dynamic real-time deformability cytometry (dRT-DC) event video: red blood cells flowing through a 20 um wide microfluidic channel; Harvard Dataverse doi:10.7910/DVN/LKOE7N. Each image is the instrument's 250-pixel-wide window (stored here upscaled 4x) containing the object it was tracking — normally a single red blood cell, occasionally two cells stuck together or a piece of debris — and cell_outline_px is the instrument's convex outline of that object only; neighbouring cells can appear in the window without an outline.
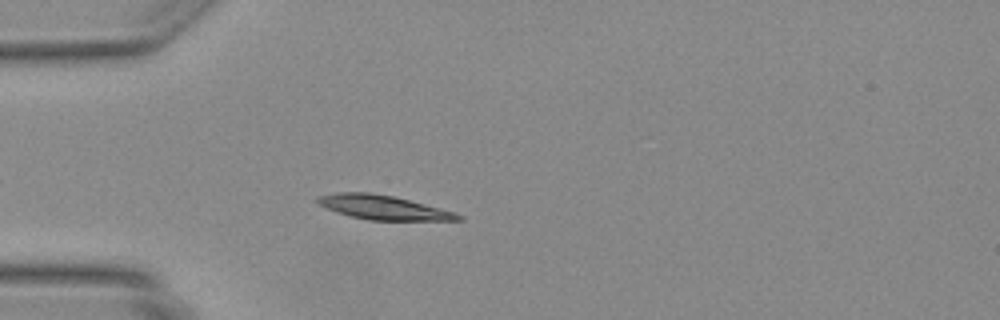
{"species": "Egyptian fruit bat (a non-hibernating species)", "species_latin": "Rousettus aegyptiacus", "temperature_condition": "warm", "stored_images_in_passage": 49, "camera_frame_rate_fps": 3000, "um_per_image_px": 0.085, "animal": {"sex": "female"}, "frame": {"image": 1, "passage_image": 15, "time_ms": 4.667, "image_size_px": [1000, 320], "cell_outline_px": [[432, 216], [416, 220], [380, 220], [356, 216], [344, 212], [336, 208], [336, 196], [384, 196], [404, 200], [428, 208]], "centroid_in_image_um": [32.43, 17.68], "position_along_channel_um": 52.6, "area_um2": 12.83}}
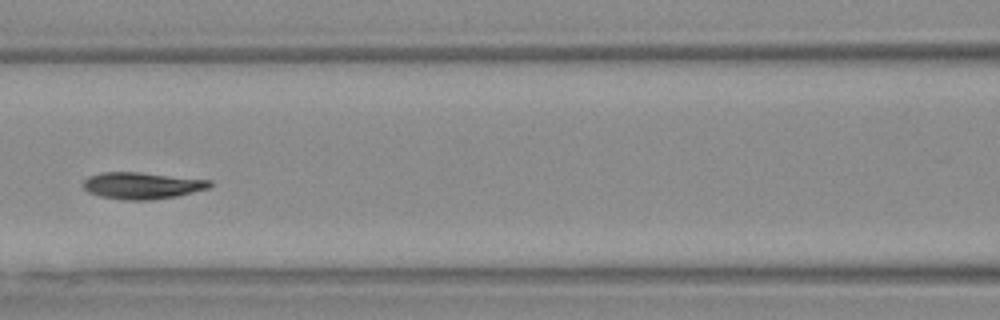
{"frame": {"image": 2, "passage_image": 23, "time_ms": 7.333, "image_size_px": [1000, 320], "cell_outline_px": [[208, 184], [184, 192], [164, 196], [116, 196], [100, 192], [92, 188], [88, 184], [92, 180], [100, 176], [152, 176]], "centroid_in_image_um": [12.03, 15.8], "position_along_channel_um": 154.6, "area_um2": 12.89}}
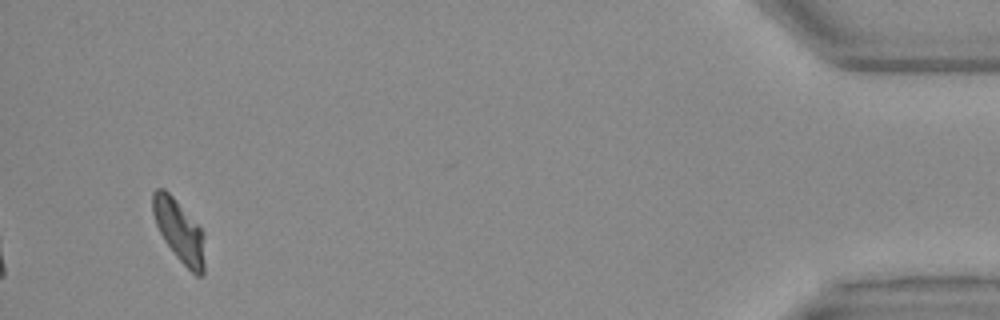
{"frame": {"image": 3, "passage_image": 47, "time_ms": 15.333, "image_size_px": [1000, 320], "cell_outline_px": [[200, 272], [192, 268], [180, 256], [168, 240], [160, 228], [156, 216], [156, 192], [164, 192], [172, 200], [200, 232]], "centroid_in_image_um": [15.19, 19.58], "position_along_channel_um": 420.0, "area_um2": 13.64}}